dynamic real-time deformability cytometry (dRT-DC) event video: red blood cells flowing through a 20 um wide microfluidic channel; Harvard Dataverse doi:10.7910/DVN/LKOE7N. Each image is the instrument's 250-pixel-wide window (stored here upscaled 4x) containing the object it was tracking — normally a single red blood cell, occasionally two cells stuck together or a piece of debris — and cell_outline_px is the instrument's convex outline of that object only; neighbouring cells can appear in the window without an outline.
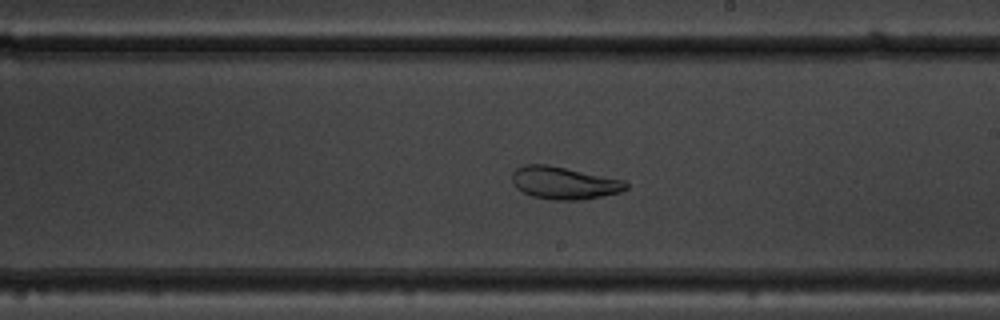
{"species": "common noctule bat (a hibernating species)", "species_latin": "Nyctalus noctula", "temperature_condition": "warm", "stored_images_in_passage": 53, "camera_frame_rate_fps": 3000, "um_per_image_px": 0.085, "animal": {"sex": "male", "body_mass_g": 19.5, "forearm_length_mm": 54.6}, "frame": {"image": 1, "passage_image": 30, "time_ms": 9.667, "image_size_px": [1000, 320], "cell_outline_px": [[628, 188], [620, 192], [580, 200], [552, 200], [532, 196], [516, 188], [512, 180], [512, 172], [516, 168], [524, 164], [548, 164], [624, 180], [628, 184]], "centroid_in_image_um": [47.92, 15.54], "position_along_channel_um": 241.1, "area_um2": 21.56}}
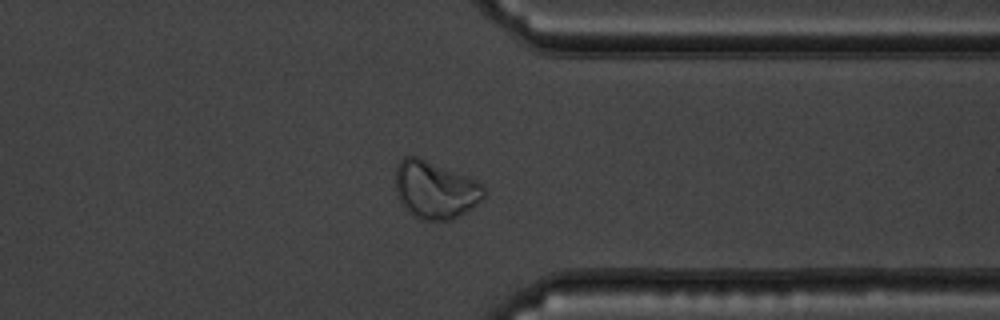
{"frame": {"image": 2, "passage_image": 41, "time_ms": 13.333, "image_size_px": [1000, 320], "cell_outline_px": [[484, 196], [472, 208], [460, 216], [452, 220], [424, 220], [416, 216], [400, 200], [396, 188], [396, 168], [400, 160], [404, 156], [420, 156], [476, 180], [484, 184]], "centroid_in_image_um": [37.02, 16.1], "position_along_channel_um": 374.4, "area_um2": 29.42}}
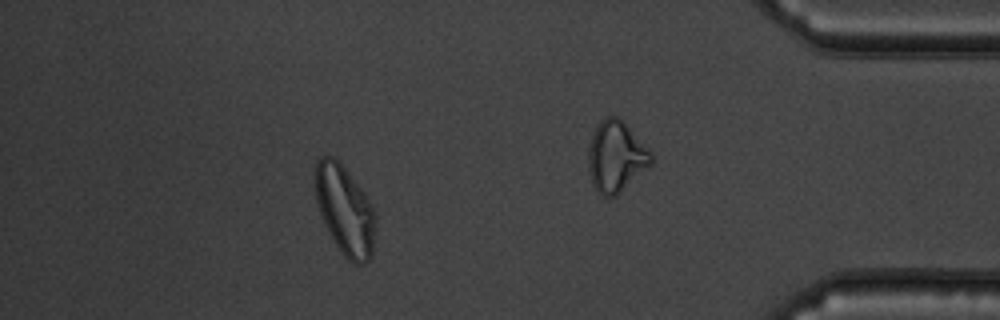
{"frame": {"image": 3, "passage_image": 47, "time_ms": 15.333, "image_size_px": [1000, 320], "cell_outline_px": [[376, 220], [372, 256], [364, 264], [352, 264], [344, 256], [328, 232], [320, 212], [316, 200], [316, 160], [320, 156], [332, 156], [340, 160], [364, 192], [372, 204], [376, 212]], "centroid_in_image_um": [29.35, 17.86], "position_along_channel_um": 405.9, "area_um2": 31.62}}